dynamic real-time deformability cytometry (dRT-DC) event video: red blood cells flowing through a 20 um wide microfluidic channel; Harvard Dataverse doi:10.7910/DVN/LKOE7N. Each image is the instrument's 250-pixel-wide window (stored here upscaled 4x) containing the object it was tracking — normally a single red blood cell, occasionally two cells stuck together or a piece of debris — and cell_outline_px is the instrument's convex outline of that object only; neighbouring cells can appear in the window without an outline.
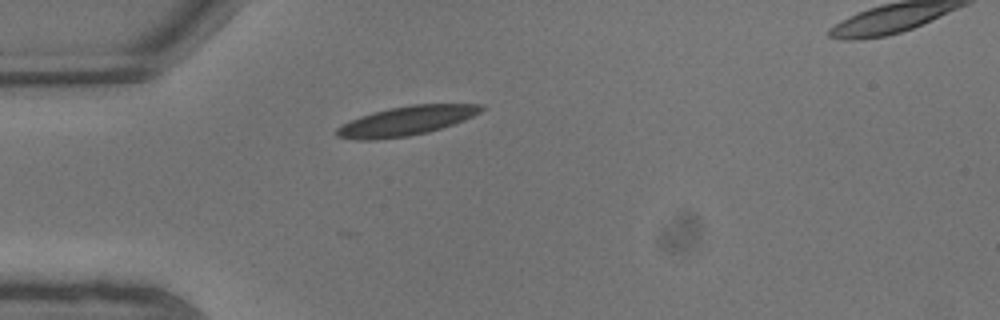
{"species": "common noctule bat (a hibernating species)", "species_latin": "Nyctalus noctula", "temperature_condition": "warm", "stored_images_in_passage": 4, "camera_frame_rate_fps": 3000, "um_per_image_px": 0.085, "animal": {"sex": "male", "body_mass_g": 13.3}, "frame": {"image": 1, "passage_image": 1, "time_ms": 0.0, "image_size_px": [1000, 320], "cell_outline_px": [[484, 108], [480, 112], [464, 120], [428, 132], [408, 136], [376, 140], [356, 140], [336, 136], [336, 128], [360, 116], [372, 112], [388, 108], [412, 104], [484, 104]], "centroid_in_image_um": [34.52, 10.27], "position_along_channel_um": 50.5, "area_um2": 24.57}}
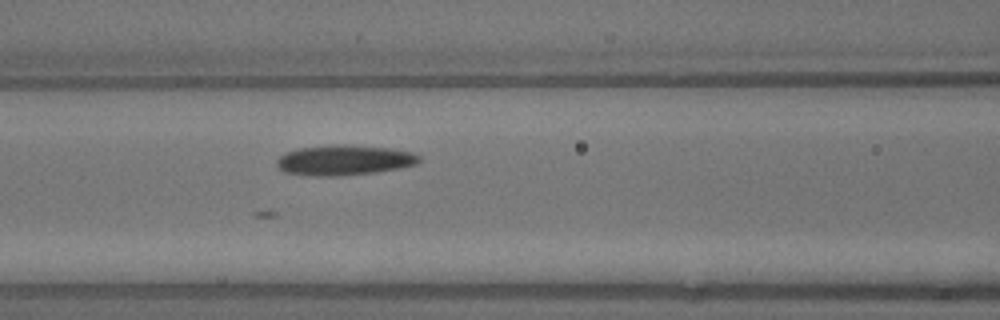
{"frame": {"image": 2, "passage_image": 4, "time_ms": 1.0, "image_size_px": [1000, 320], "cell_outline_px": [[420, 160], [416, 164], [400, 168], [376, 172], [336, 176], [316, 176], [284, 172], [276, 164], [276, 160], [284, 152], [300, 148], [344, 144], [388, 148], [412, 152], [420, 156]], "centroid_in_image_um": [29.25, 13.61], "position_along_channel_um": 137.3, "area_um2": 24.91}}